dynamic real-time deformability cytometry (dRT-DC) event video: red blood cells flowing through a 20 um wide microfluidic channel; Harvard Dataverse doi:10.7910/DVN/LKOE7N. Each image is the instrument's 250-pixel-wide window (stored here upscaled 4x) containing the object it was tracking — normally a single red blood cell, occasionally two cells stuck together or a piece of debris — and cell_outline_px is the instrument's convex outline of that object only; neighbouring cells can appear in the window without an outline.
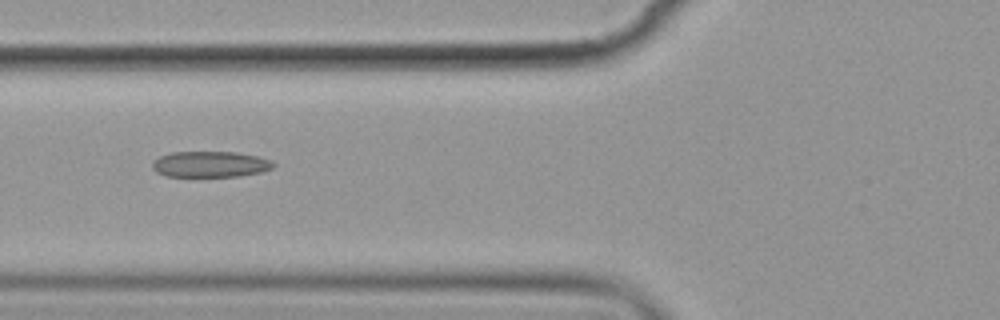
{"species": "common noctule bat (a hibernating species)", "species_latin": "Nyctalus noctula", "temperature_condition": "cold", "stored_images_in_passage": 10, "camera_frame_rate_fps": 3000, "um_per_image_px": 0.085, "animal": {"sex": "female", "body_mass_g": 19.9}, "frame": {"image": 1, "passage_image": 6, "time_ms": 6.0, "image_size_px": [1000, 320], "cell_outline_px": [[276, 164], [272, 168], [260, 172], [240, 176], [164, 176], [156, 172], [152, 168], [152, 164], [160, 156], [172, 152], [236, 152], [256, 156], [272, 160]], "centroid_in_image_um": [17.88, 13.96], "position_along_channel_um": 107.9, "area_um2": 18.21}}
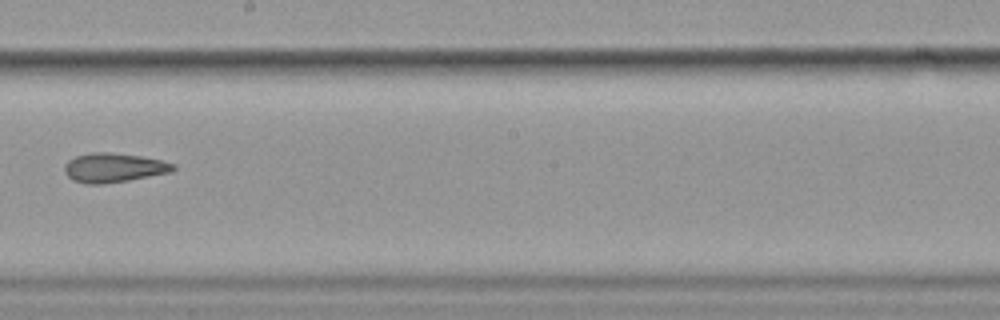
{"frame": {"image": 2, "passage_image": 9, "time_ms": 9.667, "image_size_px": [1000, 320], "cell_outline_px": [[176, 168], [172, 172], [128, 180], [104, 184], [88, 184], [72, 180], [64, 172], [64, 164], [68, 160], [76, 156], [92, 152], [108, 152], [140, 156], [160, 160], [176, 164]], "centroid_in_image_um": [9.65, 14.25], "position_along_channel_um": 238.5, "area_um2": 18.55}}
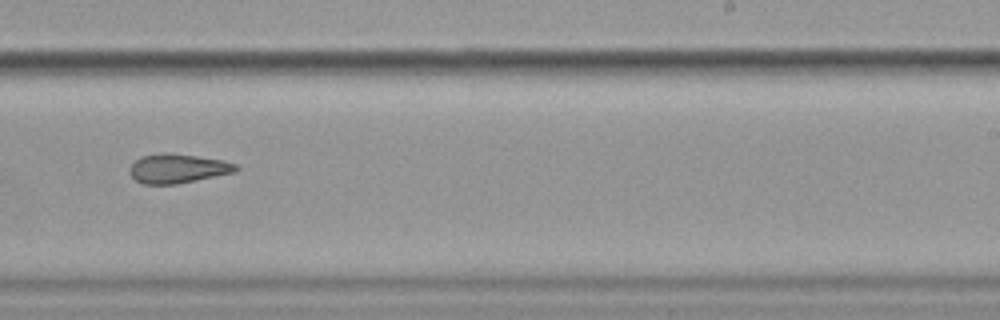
{"frame": {"image": 3, "passage_image": 10, "time_ms": 10.667, "image_size_px": [1000, 320], "cell_outline_px": [[240, 168], [236, 172], [176, 184], [144, 184], [136, 180], [128, 172], [132, 164], [140, 156], [164, 152], [196, 156], [224, 160], [236, 164]], "centroid_in_image_um": [15.12, 14.32], "position_along_channel_um": 273.9, "area_um2": 18.09}}